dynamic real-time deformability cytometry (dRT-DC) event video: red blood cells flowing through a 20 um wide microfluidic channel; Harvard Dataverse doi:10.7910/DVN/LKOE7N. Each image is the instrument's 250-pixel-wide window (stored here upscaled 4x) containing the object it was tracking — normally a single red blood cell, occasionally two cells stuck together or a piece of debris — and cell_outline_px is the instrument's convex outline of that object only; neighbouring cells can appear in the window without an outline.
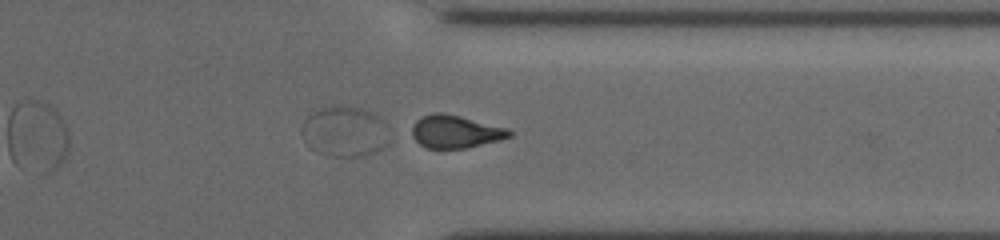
{"species": "common noctule bat (a hibernating species)", "species_latin": "Nyctalus noctula", "temperature_condition": "cold", "stored_images_in_passage": 31, "camera_frame_rate_fps": 3000, "um_per_image_px": 0.085, "animal": {"sex": "female", "body_mass_g": 19.5, "forearm_length_mm": 54.1}, "frame": {"image": 1, "passage_image": 27, "time_ms": 8.667, "image_size_px": [1000, 240], "cell_outline_px": [[512, 136], [500, 140], [464, 148], [428, 148], [420, 144], [412, 136], [412, 124], [420, 116], [432, 112], [444, 112], [508, 128], [512, 132]], "centroid_in_image_um": [38.69, 11.17], "position_along_channel_um": 372.7, "area_um2": 18.67}}